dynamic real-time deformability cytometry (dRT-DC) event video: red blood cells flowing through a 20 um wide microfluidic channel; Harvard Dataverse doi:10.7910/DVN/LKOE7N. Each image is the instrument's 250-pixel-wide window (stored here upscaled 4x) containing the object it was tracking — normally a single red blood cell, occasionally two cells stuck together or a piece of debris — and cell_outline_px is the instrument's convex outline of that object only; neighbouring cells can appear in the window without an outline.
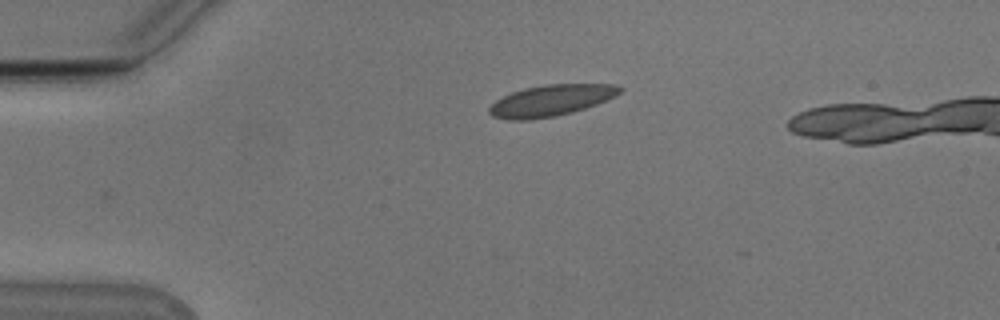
{"species": "Egyptian fruit bat (a non-hibernating species)", "species_latin": "Rousettus aegyptiacus", "temperature_condition": "cold", "stored_images_in_passage": 6, "camera_frame_rate_fps": 3000, "um_per_image_px": 0.085, "animal": {"sex": "male"}, "frame": {"image": 1, "passage_image": 1, "time_ms": 0.0, "image_size_px": [1000, 320], "cell_outline_px": [[624, 88], [616, 96], [596, 104], [572, 112], [556, 116], [528, 120], [508, 120], [492, 116], [488, 112], [488, 108], [496, 100], [512, 92], [524, 88], [544, 84], [616, 84]], "centroid_in_image_um": [46.83, 8.54], "position_along_channel_um": 38.2, "area_um2": 23.81}}